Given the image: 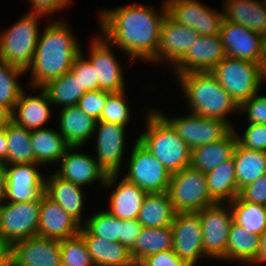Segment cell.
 <instances>
[{"label": "cell", "instance_id": "cell-1", "mask_svg": "<svg viewBox=\"0 0 266 266\" xmlns=\"http://www.w3.org/2000/svg\"><path fill=\"white\" fill-rule=\"evenodd\" d=\"M160 13L153 7L132 3L101 11L100 32L111 44H115L130 59L157 62V47L161 25L167 15L165 2Z\"/></svg>", "mask_w": 266, "mask_h": 266}, {"label": "cell", "instance_id": "cell-2", "mask_svg": "<svg viewBox=\"0 0 266 266\" xmlns=\"http://www.w3.org/2000/svg\"><path fill=\"white\" fill-rule=\"evenodd\" d=\"M64 20L47 24L35 49L31 66L30 86L41 88L48 82L61 77L72 68L81 46Z\"/></svg>", "mask_w": 266, "mask_h": 266}, {"label": "cell", "instance_id": "cell-3", "mask_svg": "<svg viewBox=\"0 0 266 266\" xmlns=\"http://www.w3.org/2000/svg\"><path fill=\"white\" fill-rule=\"evenodd\" d=\"M177 78L191 113L224 120L234 128L227 118L239 111V106L211 72H188Z\"/></svg>", "mask_w": 266, "mask_h": 266}, {"label": "cell", "instance_id": "cell-4", "mask_svg": "<svg viewBox=\"0 0 266 266\" xmlns=\"http://www.w3.org/2000/svg\"><path fill=\"white\" fill-rule=\"evenodd\" d=\"M146 115L145 132L137 140L171 173L190 166L191 149L178 136L173 125L153 108Z\"/></svg>", "mask_w": 266, "mask_h": 266}, {"label": "cell", "instance_id": "cell-5", "mask_svg": "<svg viewBox=\"0 0 266 266\" xmlns=\"http://www.w3.org/2000/svg\"><path fill=\"white\" fill-rule=\"evenodd\" d=\"M42 14L29 12L0 34V60L23 69L31 66L40 37L39 18Z\"/></svg>", "mask_w": 266, "mask_h": 266}, {"label": "cell", "instance_id": "cell-6", "mask_svg": "<svg viewBox=\"0 0 266 266\" xmlns=\"http://www.w3.org/2000/svg\"><path fill=\"white\" fill-rule=\"evenodd\" d=\"M211 73L238 106L258 94L265 77L260 63L227 56Z\"/></svg>", "mask_w": 266, "mask_h": 266}, {"label": "cell", "instance_id": "cell-7", "mask_svg": "<svg viewBox=\"0 0 266 266\" xmlns=\"http://www.w3.org/2000/svg\"><path fill=\"white\" fill-rule=\"evenodd\" d=\"M167 192L176 213L198 212L217 203L209 193L205 173L191 166L172 174Z\"/></svg>", "mask_w": 266, "mask_h": 266}, {"label": "cell", "instance_id": "cell-8", "mask_svg": "<svg viewBox=\"0 0 266 266\" xmlns=\"http://www.w3.org/2000/svg\"><path fill=\"white\" fill-rule=\"evenodd\" d=\"M124 178L147 193L167 192L172 174L138 140L135 141Z\"/></svg>", "mask_w": 266, "mask_h": 266}, {"label": "cell", "instance_id": "cell-9", "mask_svg": "<svg viewBox=\"0 0 266 266\" xmlns=\"http://www.w3.org/2000/svg\"><path fill=\"white\" fill-rule=\"evenodd\" d=\"M203 234V251L209 258L225 260L230 227L234 221L229 203H216L197 212Z\"/></svg>", "mask_w": 266, "mask_h": 266}, {"label": "cell", "instance_id": "cell-10", "mask_svg": "<svg viewBox=\"0 0 266 266\" xmlns=\"http://www.w3.org/2000/svg\"><path fill=\"white\" fill-rule=\"evenodd\" d=\"M41 200L5 202L0 208V235L11 245L38 236Z\"/></svg>", "mask_w": 266, "mask_h": 266}, {"label": "cell", "instance_id": "cell-11", "mask_svg": "<svg viewBox=\"0 0 266 266\" xmlns=\"http://www.w3.org/2000/svg\"><path fill=\"white\" fill-rule=\"evenodd\" d=\"M167 15L176 23L195 30L199 35H219L224 21L217 12L198 0H165Z\"/></svg>", "mask_w": 266, "mask_h": 266}, {"label": "cell", "instance_id": "cell-12", "mask_svg": "<svg viewBox=\"0 0 266 266\" xmlns=\"http://www.w3.org/2000/svg\"><path fill=\"white\" fill-rule=\"evenodd\" d=\"M77 148L79 147L67 149L60 159V168L55 171L57 176L82 187L98 181L107 189L116 185L119 174L108 175L95 157L87 153L75 152Z\"/></svg>", "mask_w": 266, "mask_h": 266}, {"label": "cell", "instance_id": "cell-13", "mask_svg": "<svg viewBox=\"0 0 266 266\" xmlns=\"http://www.w3.org/2000/svg\"><path fill=\"white\" fill-rule=\"evenodd\" d=\"M161 114L173 125L178 136L191 150L224 138L233 128L224 120L207 118L194 113L180 117Z\"/></svg>", "mask_w": 266, "mask_h": 266}, {"label": "cell", "instance_id": "cell-14", "mask_svg": "<svg viewBox=\"0 0 266 266\" xmlns=\"http://www.w3.org/2000/svg\"><path fill=\"white\" fill-rule=\"evenodd\" d=\"M173 247L176 255L190 266L200 258L208 257L203 251V234L197 212L176 213L171 224Z\"/></svg>", "mask_w": 266, "mask_h": 266}, {"label": "cell", "instance_id": "cell-15", "mask_svg": "<svg viewBox=\"0 0 266 266\" xmlns=\"http://www.w3.org/2000/svg\"><path fill=\"white\" fill-rule=\"evenodd\" d=\"M38 163L6 165V201L31 202L41 200L45 193V178ZM37 168V169H36Z\"/></svg>", "mask_w": 266, "mask_h": 266}, {"label": "cell", "instance_id": "cell-16", "mask_svg": "<svg viewBox=\"0 0 266 266\" xmlns=\"http://www.w3.org/2000/svg\"><path fill=\"white\" fill-rule=\"evenodd\" d=\"M90 44L87 58L95 69L98 89L111 93L126 90L124 87V72L119 61L111 51V43L102 36H97Z\"/></svg>", "mask_w": 266, "mask_h": 266}, {"label": "cell", "instance_id": "cell-17", "mask_svg": "<svg viewBox=\"0 0 266 266\" xmlns=\"http://www.w3.org/2000/svg\"><path fill=\"white\" fill-rule=\"evenodd\" d=\"M226 56L219 35H200L174 66V73L178 76L188 72H211Z\"/></svg>", "mask_w": 266, "mask_h": 266}, {"label": "cell", "instance_id": "cell-18", "mask_svg": "<svg viewBox=\"0 0 266 266\" xmlns=\"http://www.w3.org/2000/svg\"><path fill=\"white\" fill-rule=\"evenodd\" d=\"M125 127L105 121L96 123L94 134L97 135V157L95 159L108 175L119 174L121 169L126 146Z\"/></svg>", "mask_w": 266, "mask_h": 266}, {"label": "cell", "instance_id": "cell-19", "mask_svg": "<svg viewBox=\"0 0 266 266\" xmlns=\"http://www.w3.org/2000/svg\"><path fill=\"white\" fill-rule=\"evenodd\" d=\"M12 266H62L60 241L39 236L12 244Z\"/></svg>", "mask_w": 266, "mask_h": 266}, {"label": "cell", "instance_id": "cell-20", "mask_svg": "<svg viewBox=\"0 0 266 266\" xmlns=\"http://www.w3.org/2000/svg\"><path fill=\"white\" fill-rule=\"evenodd\" d=\"M219 36L227 57L260 63L263 35L246 26L223 21Z\"/></svg>", "mask_w": 266, "mask_h": 266}, {"label": "cell", "instance_id": "cell-21", "mask_svg": "<svg viewBox=\"0 0 266 266\" xmlns=\"http://www.w3.org/2000/svg\"><path fill=\"white\" fill-rule=\"evenodd\" d=\"M199 36L195 30L176 23L166 15L161 25L157 61H166L175 66Z\"/></svg>", "mask_w": 266, "mask_h": 266}, {"label": "cell", "instance_id": "cell-22", "mask_svg": "<svg viewBox=\"0 0 266 266\" xmlns=\"http://www.w3.org/2000/svg\"><path fill=\"white\" fill-rule=\"evenodd\" d=\"M82 225L45 193L41 197L38 236L64 240L80 233Z\"/></svg>", "mask_w": 266, "mask_h": 266}, {"label": "cell", "instance_id": "cell-23", "mask_svg": "<svg viewBox=\"0 0 266 266\" xmlns=\"http://www.w3.org/2000/svg\"><path fill=\"white\" fill-rule=\"evenodd\" d=\"M39 90H41L40 95L34 96L27 95L25 90L21 92L14 110L10 113V119L17 125L29 130L45 128L43 125L51 117L52 103L46 91L42 87Z\"/></svg>", "mask_w": 266, "mask_h": 266}, {"label": "cell", "instance_id": "cell-24", "mask_svg": "<svg viewBox=\"0 0 266 266\" xmlns=\"http://www.w3.org/2000/svg\"><path fill=\"white\" fill-rule=\"evenodd\" d=\"M45 194L58 203L61 208L81 225L83 220V210L85 195H83L82 186L66 181L56 174L45 178Z\"/></svg>", "mask_w": 266, "mask_h": 266}, {"label": "cell", "instance_id": "cell-25", "mask_svg": "<svg viewBox=\"0 0 266 266\" xmlns=\"http://www.w3.org/2000/svg\"><path fill=\"white\" fill-rule=\"evenodd\" d=\"M79 234L84 238L95 266H131L134 263L124 244L93 236L83 226Z\"/></svg>", "mask_w": 266, "mask_h": 266}, {"label": "cell", "instance_id": "cell-26", "mask_svg": "<svg viewBox=\"0 0 266 266\" xmlns=\"http://www.w3.org/2000/svg\"><path fill=\"white\" fill-rule=\"evenodd\" d=\"M237 143L236 132L233 128L221 140L191 150L190 166L203 173L210 172L220 164L233 158Z\"/></svg>", "mask_w": 266, "mask_h": 266}, {"label": "cell", "instance_id": "cell-27", "mask_svg": "<svg viewBox=\"0 0 266 266\" xmlns=\"http://www.w3.org/2000/svg\"><path fill=\"white\" fill-rule=\"evenodd\" d=\"M60 133L70 147H81L94 136L97 121L77 105L60 110Z\"/></svg>", "mask_w": 266, "mask_h": 266}, {"label": "cell", "instance_id": "cell-28", "mask_svg": "<svg viewBox=\"0 0 266 266\" xmlns=\"http://www.w3.org/2000/svg\"><path fill=\"white\" fill-rule=\"evenodd\" d=\"M224 21L246 26L253 32L266 35V9L262 0H225Z\"/></svg>", "mask_w": 266, "mask_h": 266}, {"label": "cell", "instance_id": "cell-29", "mask_svg": "<svg viewBox=\"0 0 266 266\" xmlns=\"http://www.w3.org/2000/svg\"><path fill=\"white\" fill-rule=\"evenodd\" d=\"M113 188L107 211L120 220L137 219L147 192L125 178Z\"/></svg>", "mask_w": 266, "mask_h": 266}, {"label": "cell", "instance_id": "cell-30", "mask_svg": "<svg viewBox=\"0 0 266 266\" xmlns=\"http://www.w3.org/2000/svg\"><path fill=\"white\" fill-rule=\"evenodd\" d=\"M175 214L168 192L147 193L137 220L143 227H167L171 226Z\"/></svg>", "mask_w": 266, "mask_h": 266}, {"label": "cell", "instance_id": "cell-31", "mask_svg": "<svg viewBox=\"0 0 266 266\" xmlns=\"http://www.w3.org/2000/svg\"><path fill=\"white\" fill-rule=\"evenodd\" d=\"M30 142L36 163L40 165L60 161L70 147L63 135L51 128L31 130Z\"/></svg>", "mask_w": 266, "mask_h": 266}, {"label": "cell", "instance_id": "cell-32", "mask_svg": "<svg viewBox=\"0 0 266 266\" xmlns=\"http://www.w3.org/2000/svg\"><path fill=\"white\" fill-rule=\"evenodd\" d=\"M239 191L266 175V152L242 147L237 143L233 154Z\"/></svg>", "mask_w": 266, "mask_h": 266}, {"label": "cell", "instance_id": "cell-33", "mask_svg": "<svg viewBox=\"0 0 266 266\" xmlns=\"http://www.w3.org/2000/svg\"><path fill=\"white\" fill-rule=\"evenodd\" d=\"M205 175L209 193L217 203L227 204L239 195L233 158Z\"/></svg>", "mask_w": 266, "mask_h": 266}, {"label": "cell", "instance_id": "cell-34", "mask_svg": "<svg viewBox=\"0 0 266 266\" xmlns=\"http://www.w3.org/2000/svg\"><path fill=\"white\" fill-rule=\"evenodd\" d=\"M260 236L252 234L233 221L225 253V260L249 263L255 260L259 248Z\"/></svg>", "mask_w": 266, "mask_h": 266}, {"label": "cell", "instance_id": "cell-35", "mask_svg": "<svg viewBox=\"0 0 266 266\" xmlns=\"http://www.w3.org/2000/svg\"><path fill=\"white\" fill-rule=\"evenodd\" d=\"M173 232L172 227L148 228L143 227L137 237L130 253L134 262H140L145 257L172 249Z\"/></svg>", "mask_w": 266, "mask_h": 266}, {"label": "cell", "instance_id": "cell-36", "mask_svg": "<svg viewBox=\"0 0 266 266\" xmlns=\"http://www.w3.org/2000/svg\"><path fill=\"white\" fill-rule=\"evenodd\" d=\"M42 88L49 96L52 106L60 105L62 108L77 105L79 99L87 92L71 71L48 82Z\"/></svg>", "mask_w": 266, "mask_h": 266}, {"label": "cell", "instance_id": "cell-37", "mask_svg": "<svg viewBox=\"0 0 266 266\" xmlns=\"http://www.w3.org/2000/svg\"><path fill=\"white\" fill-rule=\"evenodd\" d=\"M30 133L31 130L17 125L11 119L6 122L7 165L36 163Z\"/></svg>", "mask_w": 266, "mask_h": 266}, {"label": "cell", "instance_id": "cell-38", "mask_svg": "<svg viewBox=\"0 0 266 266\" xmlns=\"http://www.w3.org/2000/svg\"><path fill=\"white\" fill-rule=\"evenodd\" d=\"M229 204L235 223L258 236L266 231V206L244 201L239 195Z\"/></svg>", "mask_w": 266, "mask_h": 266}, {"label": "cell", "instance_id": "cell-39", "mask_svg": "<svg viewBox=\"0 0 266 266\" xmlns=\"http://www.w3.org/2000/svg\"><path fill=\"white\" fill-rule=\"evenodd\" d=\"M24 73L23 69L0 60V104L10 113L14 110L23 91L17 79Z\"/></svg>", "mask_w": 266, "mask_h": 266}, {"label": "cell", "instance_id": "cell-40", "mask_svg": "<svg viewBox=\"0 0 266 266\" xmlns=\"http://www.w3.org/2000/svg\"><path fill=\"white\" fill-rule=\"evenodd\" d=\"M82 226L93 236L119 242L120 219L107 210L93 213Z\"/></svg>", "mask_w": 266, "mask_h": 266}, {"label": "cell", "instance_id": "cell-41", "mask_svg": "<svg viewBox=\"0 0 266 266\" xmlns=\"http://www.w3.org/2000/svg\"><path fill=\"white\" fill-rule=\"evenodd\" d=\"M60 248L62 266H95L80 234L61 240Z\"/></svg>", "mask_w": 266, "mask_h": 266}, {"label": "cell", "instance_id": "cell-42", "mask_svg": "<svg viewBox=\"0 0 266 266\" xmlns=\"http://www.w3.org/2000/svg\"><path fill=\"white\" fill-rule=\"evenodd\" d=\"M125 90L118 93H111L106 105L102 109L101 117L98 121H105L113 124L127 126L130 120V108L126 102Z\"/></svg>", "mask_w": 266, "mask_h": 266}, {"label": "cell", "instance_id": "cell-43", "mask_svg": "<svg viewBox=\"0 0 266 266\" xmlns=\"http://www.w3.org/2000/svg\"><path fill=\"white\" fill-rule=\"evenodd\" d=\"M111 92L105 90L87 91L80 99L77 106L87 115L98 121L102 114V109L106 105L107 98Z\"/></svg>", "mask_w": 266, "mask_h": 266}, {"label": "cell", "instance_id": "cell-44", "mask_svg": "<svg viewBox=\"0 0 266 266\" xmlns=\"http://www.w3.org/2000/svg\"><path fill=\"white\" fill-rule=\"evenodd\" d=\"M81 82L82 88L86 91L97 90L98 82L96 81L95 69L86 56L81 53L75 58L70 70Z\"/></svg>", "mask_w": 266, "mask_h": 266}, {"label": "cell", "instance_id": "cell-45", "mask_svg": "<svg viewBox=\"0 0 266 266\" xmlns=\"http://www.w3.org/2000/svg\"><path fill=\"white\" fill-rule=\"evenodd\" d=\"M243 136L236 132L238 143L248 149L266 152V125L249 123Z\"/></svg>", "mask_w": 266, "mask_h": 266}, {"label": "cell", "instance_id": "cell-46", "mask_svg": "<svg viewBox=\"0 0 266 266\" xmlns=\"http://www.w3.org/2000/svg\"><path fill=\"white\" fill-rule=\"evenodd\" d=\"M238 112L245 113L249 123L266 125V94L253 95L239 106Z\"/></svg>", "mask_w": 266, "mask_h": 266}, {"label": "cell", "instance_id": "cell-47", "mask_svg": "<svg viewBox=\"0 0 266 266\" xmlns=\"http://www.w3.org/2000/svg\"><path fill=\"white\" fill-rule=\"evenodd\" d=\"M239 196L244 201L266 206V175L242 188Z\"/></svg>", "mask_w": 266, "mask_h": 266}, {"label": "cell", "instance_id": "cell-48", "mask_svg": "<svg viewBox=\"0 0 266 266\" xmlns=\"http://www.w3.org/2000/svg\"><path fill=\"white\" fill-rule=\"evenodd\" d=\"M140 263L143 266H190L180 259L173 249L149 255L142 259Z\"/></svg>", "mask_w": 266, "mask_h": 266}, {"label": "cell", "instance_id": "cell-49", "mask_svg": "<svg viewBox=\"0 0 266 266\" xmlns=\"http://www.w3.org/2000/svg\"><path fill=\"white\" fill-rule=\"evenodd\" d=\"M142 229L143 226L137 219L120 220L119 242L130 250L134 246Z\"/></svg>", "mask_w": 266, "mask_h": 266}, {"label": "cell", "instance_id": "cell-50", "mask_svg": "<svg viewBox=\"0 0 266 266\" xmlns=\"http://www.w3.org/2000/svg\"><path fill=\"white\" fill-rule=\"evenodd\" d=\"M71 0H30V12L47 15L71 4Z\"/></svg>", "mask_w": 266, "mask_h": 266}, {"label": "cell", "instance_id": "cell-51", "mask_svg": "<svg viewBox=\"0 0 266 266\" xmlns=\"http://www.w3.org/2000/svg\"><path fill=\"white\" fill-rule=\"evenodd\" d=\"M12 245L0 235V262H11Z\"/></svg>", "mask_w": 266, "mask_h": 266}, {"label": "cell", "instance_id": "cell-52", "mask_svg": "<svg viewBox=\"0 0 266 266\" xmlns=\"http://www.w3.org/2000/svg\"><path fill=\"white\" fill-rule=\"evenodd\" d=\"M252 263H266V231L262 235H260L257 256Z\"/></svg>", "mask_w": 266, "mask_h": 266}, {"label": "cell", "instance_id": "cell-53", "mask_svg": "<svg viewBox=\"0 0 266 266\" xmlns=\"http://www.w3.org/2000/svg\"><path fill=\"white\" fill-rule=\"evenodd\" d=\"M7 136H6V124L0 127V160L6 162L7 165Z\"/></svg>", "mask_w": 266, "mask_h": 266}, {"label": "cell", "instance_id": "cell-54", "mask_svg": "<svg viewBox=\"0 0 266 266\" xmlns=\"http://www.w3.org/2000/svg\"><path fill=\"white\" fill-rule=\"evenodd\" d=\"M260 66L265 74L264 81L266 82V35H264L262 39V57L260 60Z\"/></svg>", "mask_w": 266, "mask_h": 266}, {"label": "cell", "instance_id": "cell-55", "mask_svg": "<svg viewBox=\"0 0 266 266\" xmlns=\"http://www.w3.org/2000/svg\"><path fill=\"white\" fill-rule=\"evenodd\" d=\"M6 202V178H0V208Z\"/></svg>", "mask_w": 266, "mask_h": 266}, {"label": "cell", "instance_id": "cell-56", "mask_svg": "<svg viewBox=\"0 0 266 266\" xmlns=\"http://www.w3.org/2000/svg\"><path fill=\"white\" fill-rule=\"evenodd\" d=\"M10 119V112L0 104V127H3Z\"/></svg>", "mask_w": 266, "mask_h": 266}, {"label": "cell", "instance_id": "cell-57", "mask_svg": "<svg viewBox=\"0 0 266 266\" xmlns=\"http://www.w3.org/2000/svg\"><path fill=\"white\" fill-rule=\"evenodd\" d=\"M6 162L0 160V178H5Z\"/></svg>", "mask_w": 266, "mask_h": 266}, {"label": "cell", "instance_id": "cell-58", "mask_svg": "<svg viewBox=\"0 0 266 266\" xmlns=\"http://www.w3.org/2000/svg\"><path fill=\"white\" fill-rule=\"evenodd\" d=\"M0 266H12L11 262H0Z\"/></svg>", "mask_w": 266, "mask_h": 266}, {"label": "cell", "instance_id": "cell-59", "mask_svg": "<svg viewBox=\"0 0 266 266\" xmlns=\"http://www.w3.org/2000/svg\"><path fill=\"white\" fill-rule=\"evenodd\" d=\"M131 266H143L140 262H134Z\"/></svg>", "mask_w": 266, "mask_h": 266}, {"label": "cell", "instance_id": "cell-60", "mask_svg": "<svg viewBox=\"0 0 266 266\" xmlns=\"http://www.w3.org/2000/svg\"><path fill=\"white\" fill-rule=\"evenodd\" d=\"M264 8L266 9V0L262 1Z\"/></svg>", "mask_w": 266, "mask_h": 266}]
</instances>
